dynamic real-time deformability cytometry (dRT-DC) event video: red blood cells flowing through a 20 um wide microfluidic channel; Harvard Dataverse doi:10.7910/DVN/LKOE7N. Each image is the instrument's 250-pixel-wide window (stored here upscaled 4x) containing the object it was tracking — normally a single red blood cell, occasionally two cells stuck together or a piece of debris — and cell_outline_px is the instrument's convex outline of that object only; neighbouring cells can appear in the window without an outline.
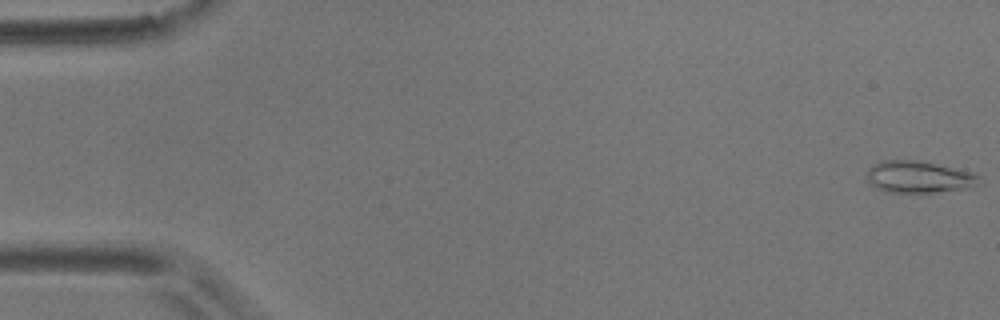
{"species": "common noctule bat (a hibernating species)", "species_latin": "Nyctalus noctula", "temperature_condition": "room temperature", "stored_images_in_passage": 57, "camera_frame_rate_fps": 3000, "um_per_image_px": 0.085, "animal": {"sex": "male", "body_mass_g": 17.9}, "frame": {"image": 1, "passage_image": 1, "time_ms": 0.0, "image_size_px": [1000, 320], "cell_outline_px": [[980, 184], [968, 188], [932, 192], [888, 192], [876, 188], [868, 180], [868, 168], [872, 164], [880, 160], [916, 160], [936, 164], [972, 172], [980, 176]], "centroid_in_image_um": [78.1, 15.03], "position_along_channel_um": 6.9, "area_um2": 20.75}}
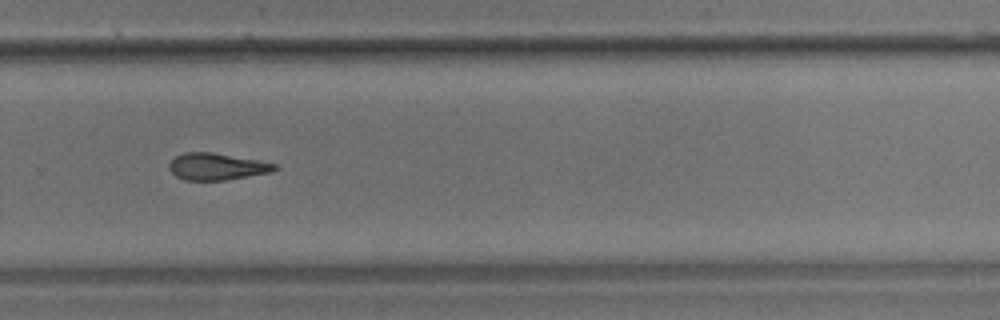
{"frame": {"image": 2, "passage_image": 39, "time_ms": 12.667, "image_size_px": [1000, 320], "cell_outline_px": [[280, 168], [272, 172], [224, 180], [184, 180], [176, 176], [168, 168], [168, 164], [176, 156], [184, 152], [212, 152], [256, 160], [276, 164]], "centroid_in_image_um": [18.41, 14.16], "position_along_channel_um": 311.4, "area_um2": 16.42}}
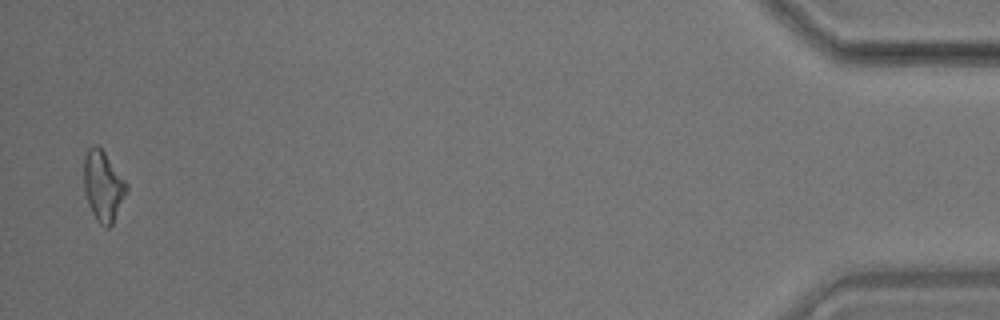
{"frame": {"image": 3, "passage_image": 56, "time_ms": 18.333, "image_size_px": [1000, 320], "cell_outline_px": [[128, 192], [112, 224], [108, 228], [104, 228], [96, 220], [88, 204], [84, 192], [84, 156], [88, 148], [92, 144], [96, 144], [104, 152], [128, 184]], "centroid_in_image_um": [8.76, 15.82], "position_along_channel_um": 426.4, "area_um2": 17.63}, "authors_computed_cell_mechanics": {"area_um2": 17.4556, "velocity_mm_per_s": 3.564, "shape_relaxation_time_tau1_ms": null, "shape_relaxation_time_tau2_ms": 7.9471, "deformation_change_tau1": null, "deformation_change_tau2": 0.1892}}